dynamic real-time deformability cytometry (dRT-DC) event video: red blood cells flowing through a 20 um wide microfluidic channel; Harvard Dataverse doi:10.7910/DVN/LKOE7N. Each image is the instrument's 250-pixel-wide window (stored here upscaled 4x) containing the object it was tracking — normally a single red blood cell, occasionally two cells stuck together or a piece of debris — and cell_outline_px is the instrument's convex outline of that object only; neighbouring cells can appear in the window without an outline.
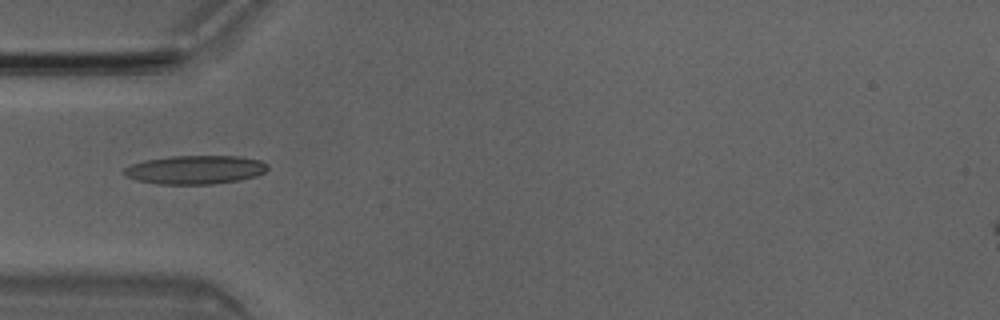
{"species": "Egyptian fruit bat (a non-hibernating species)", "species_latin": "Rousettus aegyptiacus", "temperature_condition": "room temperature", "stored_images_in_passage": 4, "camera_frame_rate_fps": 3000, "um_per_image_px": 0.085, "animal": {"sex": "male"}, "frame": {"image": 1, "passage_image": 4, "time_ms": 1.0, "image_size_px": [1000, 320], "cell_outline_px": [[268, 168], [264, 172], [256, 176], [240, 180], [212, 184], [156, 184], [136, 180], [124, 176], [120, 172], [124, 168], [132, 164], [144, 160], [168, 156], [240, 156], [260, 160], [268, 164]], "centroid_in_image_um": [16.56, 14.43], "position_along_channel_um": 68.4, "area_um2": 24.28}}